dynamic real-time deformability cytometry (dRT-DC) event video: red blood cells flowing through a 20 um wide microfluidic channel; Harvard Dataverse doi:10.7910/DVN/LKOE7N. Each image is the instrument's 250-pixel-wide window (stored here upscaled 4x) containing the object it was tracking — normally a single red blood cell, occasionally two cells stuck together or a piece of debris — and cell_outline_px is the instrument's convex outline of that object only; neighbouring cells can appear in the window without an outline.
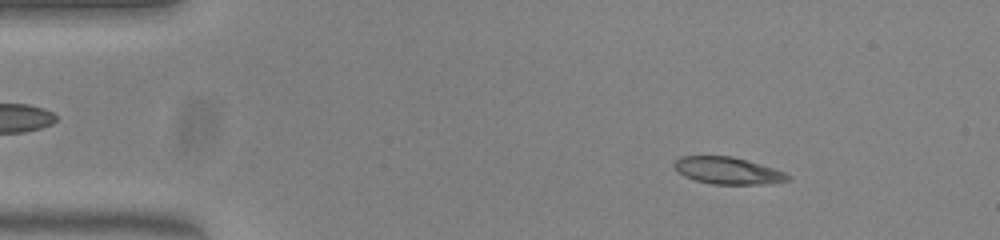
{"species": "common noctule bat (a hibernating species)", "species_latin": "Nyctalus noctula", "temperature_condition": "warm", "stored_images_in_passage": 51, "segment_of_instrument_passage": [1, 2], "camera_frame_rate_fps": 3000, "um_per_image_px": 0.085, "animal": {"sex": "female", "body_mass_g": 23.0, "forearm_length_mm": 53.4}, "frame": {"image": 1, "passage_image": 6, "time_ms": 1.667, "image_size_px": [1000, 240], "cell_outline_px": [[792, 180], [768, 184], [712, 184], [696, 180], [684, 176], [672, 164], [680, 156], [732, 156], [760, 164], [784, 172], [792, 176]], "centroid_in_image_um": [61.89, 14.51], "position_along_channel_um": 23.1, "area_um2": 17.8}}
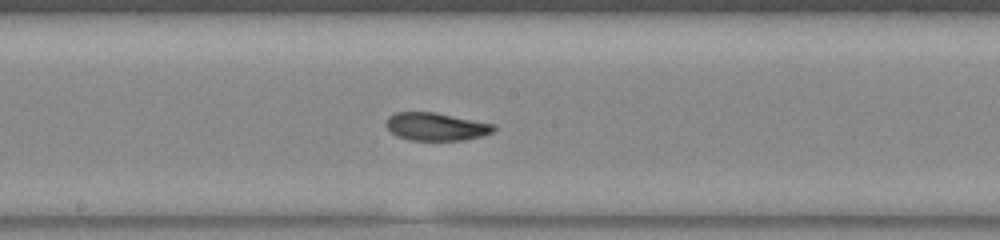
{"frame": {"image": 2, "passage_image": 26, "time_ms": 8.333, "image_size_px": [1000, 240], "cell_outline_px": [[496, 128], [492, 132], [480, 136], [464, 140], [408, 140], [396, 136], [384, 124], [388, 116], [396, 112], [436, 112], [496, 124]], "centroid_in_image_um": [37.05, 10.75], "position_along_channel_um": 211.1, "area_um2": 17.63}}
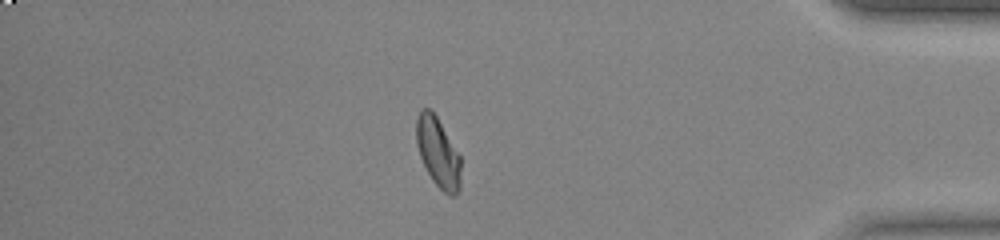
{"frame": {"image": 3, "passage_image": 43, "time_ms": 14.0, "image_size_px": [1000, 240], "cell_outline_px": [[460, 188], [456, 196], [448, 196], [432, 180], [420, 156], [416, 144], [416, 116], [420, 108], [428, 108], [436, 116], [460, 156]], "centroid_in_image_um": [37.22, 12.96], "position_along_channel_um": 398.0, "area_um2": 17.98}}